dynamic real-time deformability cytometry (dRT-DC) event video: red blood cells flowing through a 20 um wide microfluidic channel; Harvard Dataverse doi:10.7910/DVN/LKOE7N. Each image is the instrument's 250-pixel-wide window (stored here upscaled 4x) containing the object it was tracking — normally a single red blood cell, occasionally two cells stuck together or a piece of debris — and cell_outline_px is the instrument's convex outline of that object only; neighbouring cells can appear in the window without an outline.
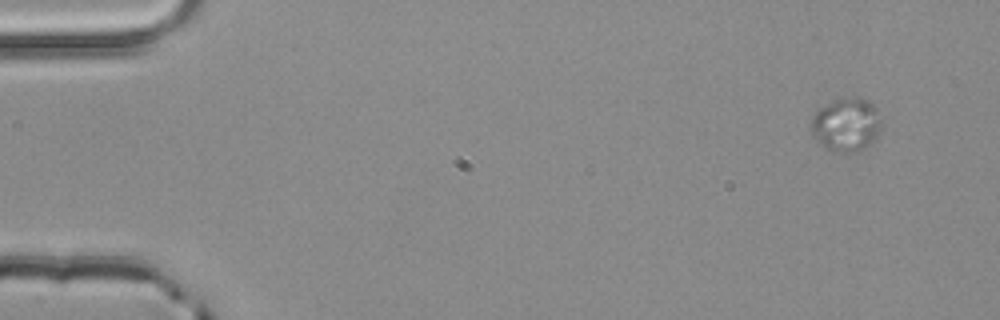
{"species": "common noctule bat (a hibernating species)", "species_latin": "Nyctalus noctula", "temperature_condition": "room temperature", "stored_images_in_passage": 4, "segment_of_instrument_passage": [1, 2], "camera_frame_rate_fps": 3000, "um_per_image_px": 0.085, "animal": {"sex": "male", "body_mass_g": 20.4}, "frame": {"image": 1, "passage_image": 1, "time_ms": 0.0, "image_size_px": [1000, 320], "cell_outline_px": [[880, 132], [876, 140], [872, 144], [860, 152], [832, 152], [820, 144], [808, 132], [812, 112], [816, 108], [836, 96], [860, 96], [868, 100], [876, 108], [880, 124]], "centroid_in_image_um": [71.86, 10.56], "position_along_channel_um": 13.1, "area_um2": 23.29}}
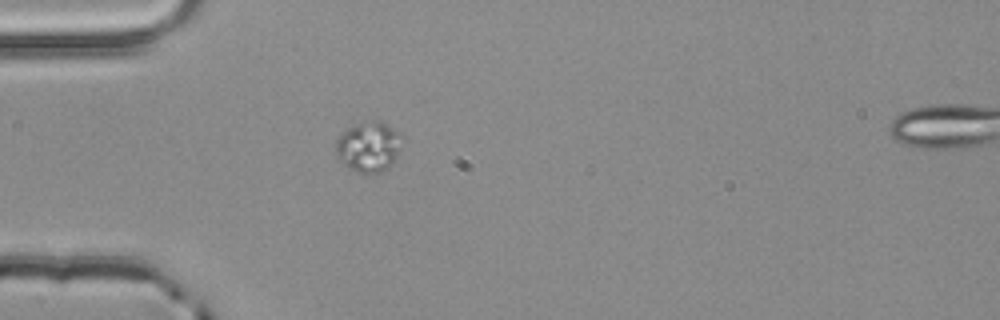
{"frame": {"image": 2, "passage_image": 3, "time_ms": 0.667, "image_size_px": [1000, 320], "cell_outline_px": [[404, 136], [400, 156], [388, 168], [380, 172], [356, 172], [348, 168], [340, 160], [336, 152], [336, 140], [340, 132], [360, 120], [380, 120], [400, 132]], "centroid_in_image_um": [31.38, 12.42], "position_along_channel_um": 53.6, "area_um2": 20.17}}